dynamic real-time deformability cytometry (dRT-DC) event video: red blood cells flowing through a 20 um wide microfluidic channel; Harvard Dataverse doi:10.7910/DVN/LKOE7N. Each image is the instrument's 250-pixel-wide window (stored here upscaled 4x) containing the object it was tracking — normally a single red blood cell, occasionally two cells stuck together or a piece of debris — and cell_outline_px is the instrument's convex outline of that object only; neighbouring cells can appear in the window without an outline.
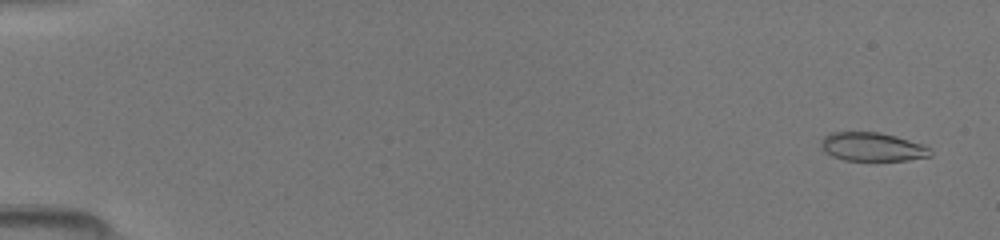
{"species": "common noctule bat (a hibernating species)", "species_latin": "Nyctalus noctula", "temperature_condition": "room temperature", "stored_images_in_passage": 15, "camera_frame_rate_fps": 3000, "um_per_image_px": 0.085, "animal": {"sex": "female", "body_mass_g": 19.5, "forearm_length_mm": 54.1}, "frame": {"image": 1, "passage_image": 3, "time_ms": 0.667, "image_size_px": [1000, 240], "cell_outline_px": [[932, 156], [908, 160], [844, 160], [832, 156], [824, 152], [820, 144], [820, 140], [824, 136], [832, 132], [880, 132], [896, 136], [924, 144], [932, 152]], "centroid_in_image_um": [74.14, 12.48], "position_along_channel_um": 10.9, "area_um2": 18.38}}